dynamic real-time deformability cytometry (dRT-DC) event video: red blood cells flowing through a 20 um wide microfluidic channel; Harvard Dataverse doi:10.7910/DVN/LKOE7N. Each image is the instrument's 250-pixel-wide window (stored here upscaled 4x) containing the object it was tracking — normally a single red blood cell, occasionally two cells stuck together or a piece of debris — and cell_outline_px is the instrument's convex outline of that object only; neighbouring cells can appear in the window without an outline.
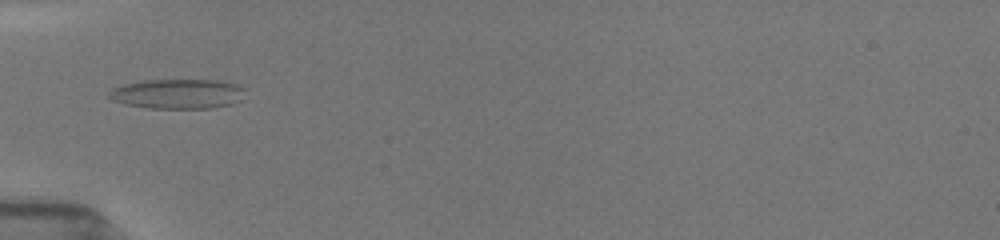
{"species": "common noctule bat (a hibernating species)", "species_latin": "Nyctalus noctula", "temperature_condition": "room temperature", "stored_images_in_passage": 6, "camera_frame_rate_fps": 3000, "um_per_image_px": 0.085, "animal": {"sex": "female", "body_mass_g": 19.5, "forearm_length_mm": 54.1}, "frame": {"image": 1, "passage_image": 1, "time_ms": 0.0, "image_size_px": [1000, 240], "cell_outline_px": [[244, 88], [240, 100], [232, 104], [212, 108], [152, 108], [128, 104], [116, 100], [108, 96], [108, 92], [112, 88], [124, 84], [148, 80], [216, 80], [236, 84]], "centroid_in_image_um": [15.12, 7.97], "position_along_channel_um": 69.9, "area_um2": 23.24}}